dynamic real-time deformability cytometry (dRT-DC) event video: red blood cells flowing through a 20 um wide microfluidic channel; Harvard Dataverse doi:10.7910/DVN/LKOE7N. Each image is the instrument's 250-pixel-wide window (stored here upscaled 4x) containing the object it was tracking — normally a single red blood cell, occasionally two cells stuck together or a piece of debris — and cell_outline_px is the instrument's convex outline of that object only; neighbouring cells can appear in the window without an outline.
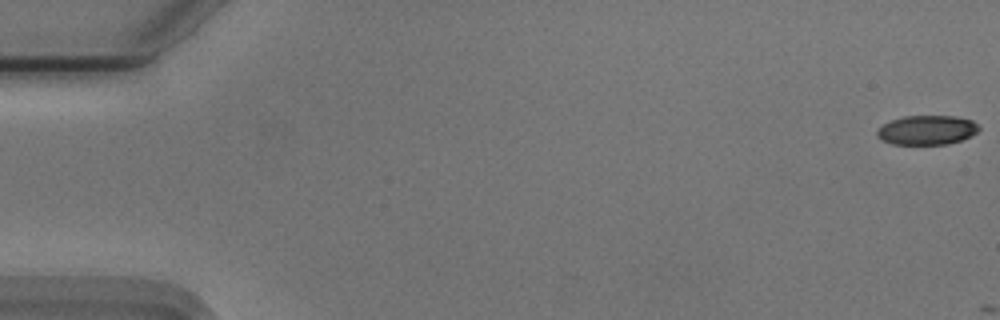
{"species": "Egyptian fruit bat (a non-hibernating species)", "species_latin": "Rousettus aegyptiacus", "temperature_condition": "cold", "stored_images_in_passage": 3, "camera_frame_rate_fps": 3000, "um_per_image_px": 0.085, "animal": {"sex": "male"}, "frame": {"image": 1, "passage_image": 1, "time_ms": 0.0, "image_size_px": [1000, 320], "cell_outline_px": [[980, 128], [976, 132], [960, 140], [948, 144], [892, 144], [880, 140], [876, 136], [876, 128], [892, 120], [904, 116], [956, 116], [972, 120]], "centroid_in_image_um": [78.73, 11.05], "position_along_channel_um": 6.3, "area_um2": 17.4}}